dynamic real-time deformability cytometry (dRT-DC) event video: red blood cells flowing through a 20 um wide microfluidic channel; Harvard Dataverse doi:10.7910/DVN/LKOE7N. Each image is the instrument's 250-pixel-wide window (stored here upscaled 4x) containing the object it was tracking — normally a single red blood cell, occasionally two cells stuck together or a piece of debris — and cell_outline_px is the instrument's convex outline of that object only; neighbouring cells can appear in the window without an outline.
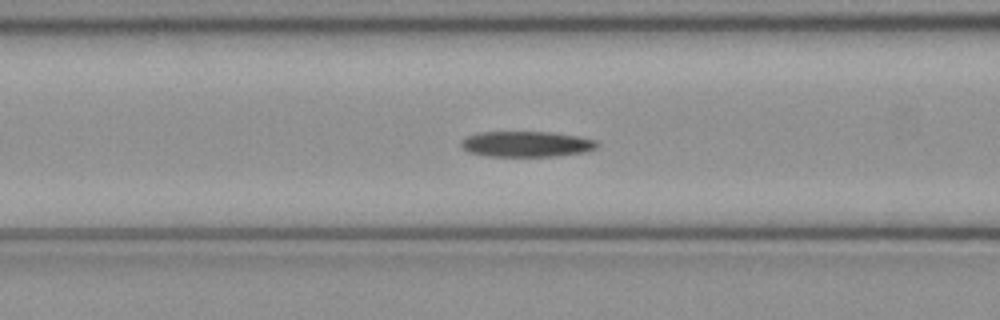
{"species": "common noctule bat (a hibernating species)", "species_latin": "Nyctalus noctula", "temperature_condition": "cold", "stored_images_in_passage": 50, "camera_frame_rate_fps": 3000, "um_per_image_px": 0.085, "animal": {"sex": "female", "body_mass_g": 21.9}, "frame": {"image": 1, "passage_image": 20, "time_ms": 6.333, "image_size_px": [1000, 320], "cell_outline_px": [[600, 144], [596, 148], [588, 152], [556, 156], [488, 156], [468, 152], [460, 144], [460, 140], [468, 136], [480, 132], [552, 132], [580, 136], [596, 140]], "centroid_in_image_um": [44.8, 12.24], "position_along_channel_um": 121.8, "area_um2": 20.52}}
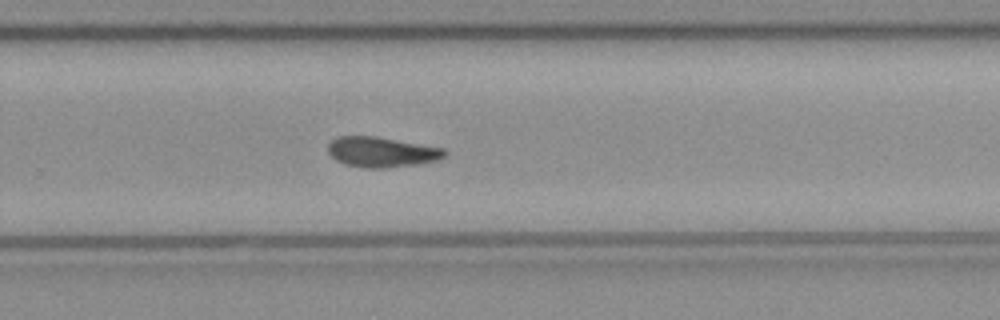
{"frame": {"image": 2, "passage_image": 33, "time_ms": 10.667, "image_size_px": [1000, 320], "cell_outline_px": [[448, 152], [440, 160], [416, 164], [384, 168], [364, 168], [344, 164], [336, 160], [328, 152], [328, 144], [336, 136], [376, 136], [444, 148]], "centroid_in_image_um": [32.44, 12.92], "position_along_channel_um": 297.4, "area_um2": 20.63}}
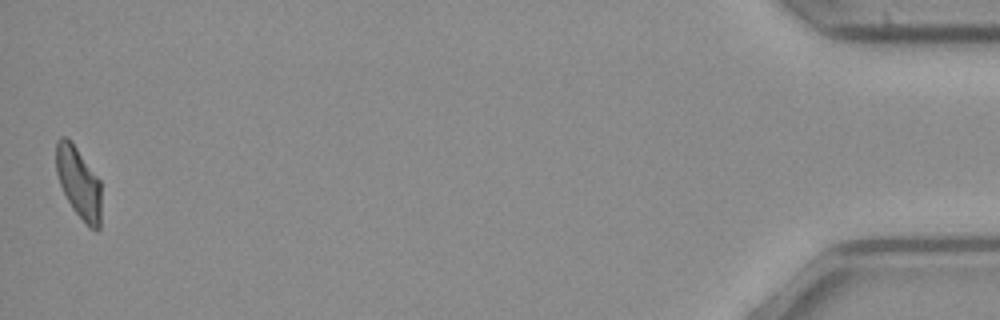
{"frame": {"image": 3, "passage_image": 50, "time_ms": 16.333, "image_size_px": [1000, 320], "cell_outline_px": [[100, 228], [96, 232], [88, 228], [72, 208], [60, 184], [56, 172], [56, 140], [60, 136], [68, 136], [72, 140], [100, 180]], "centroid_in_image_um": [6.68, 15.51], "position_along_channel_um": 428.5, "area_um2": 19.07}, "authors_computed_cell_mechanics": {"area_um2": 20.3745, "velocity_mm_per_s": 4.0566, "shape_relaxation_time_tau1_ms": 6.4539, "shape_relaxation_time_tau2_ms": 6.4685, "deformation_change_tau1": 0.1715, "deformation_change_tau2": 0.1339}}